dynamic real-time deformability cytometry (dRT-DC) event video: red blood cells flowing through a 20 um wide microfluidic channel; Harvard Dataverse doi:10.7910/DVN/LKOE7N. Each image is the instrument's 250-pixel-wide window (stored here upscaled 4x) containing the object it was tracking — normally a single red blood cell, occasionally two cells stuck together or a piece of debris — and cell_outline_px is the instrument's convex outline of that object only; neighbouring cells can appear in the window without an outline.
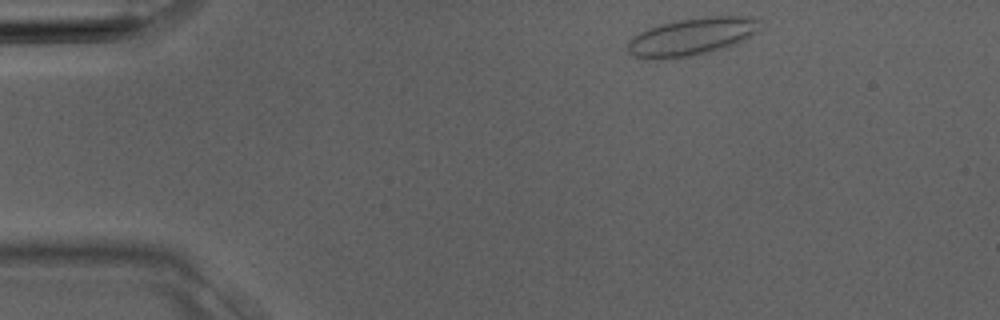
{"species": "Egyptian fruit bat (a non-hibernating species)", "species_latin": "Rousettus aegyptiacus", "temperature_condition": "room temperature", "stored_images_in_passage": 2, "camera_frame_rate_fps": 3000, "um_per_image_px": 0.085, "animal": {"sex": "male"}, "frame": {"image": 1, "passage_image": 1, "time_ms": 0.0, "image_size_px": [1000, 320], "cell_outline_px": [[760, 32], [736, 44], [712, 52], [688, 56], [660, 60], [644, 60], [632, 56], [628, 52], [628, 40], [632, 36], [648, 28], [660, 24], [680, 20], [708, 16], [752, 16], [760, 20]], "centroid_in_image_um": [58.81, 3.13], "position_along_channel_um": 26.2, "area_um2": 29.54}}